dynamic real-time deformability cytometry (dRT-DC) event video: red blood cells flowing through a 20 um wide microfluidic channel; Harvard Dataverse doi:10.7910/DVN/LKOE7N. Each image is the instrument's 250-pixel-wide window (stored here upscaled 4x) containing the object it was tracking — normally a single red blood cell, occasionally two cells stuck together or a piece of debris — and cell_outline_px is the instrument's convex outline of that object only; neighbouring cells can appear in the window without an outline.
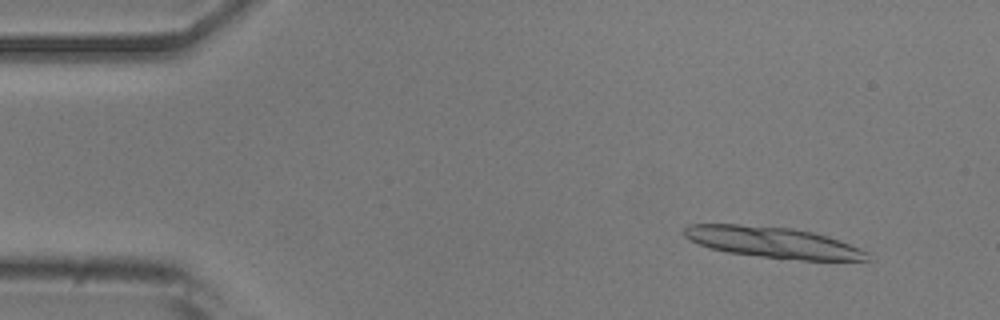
{"species": "common noctule bat (a hibernating species)", "species_latin": "Nyctalus noctula", "temperature_condition": "room temperature", "stored_images_in_passage": 4, "camera_frame_rate_fps": 3000, "um_per_image_px": 0.085, "animal": {"sex": "male", "body_mass_g": 20.5, "forearm_length_mm": 52.5}, "frame": {"image": 1, "passage_image": 2, "time_ms": 0.333, "image_size_px": [1000, 320], "cell_outline_px": [[868, 260], [800, 260], [760, 256], [728, 252], [712, 248], [700, 244], [684, 236], [684, 228], [688, 224], [736, 224], [792, 228], [812, 232], [828, 236], [860, 248], [868, 252]], "centroid_in_image_um": [65.71, 20.59], "position_along_channel_um": 19.3, "area_um2": 32.66}}